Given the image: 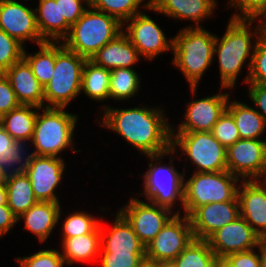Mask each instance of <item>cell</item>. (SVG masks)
<instances>
[{
    "mask_svg": "<svg viewBox=\"0 0 266 267\" xmlns=\"http://www.w3.org/2000/svg\"><path fill=\"white\" fill-rule=\"evenodd\" d=\"M240 216L238 197L233 201L209 203L190 216L194 239L207 240L214 232Z\"/></svg>",
    "mask_w": 266,
    "mask_h": 267,
    "instance_id": "obj_17",
    "label": "cell"
},
{
    "mask_svg": "<svg viewBox=\"0 0 266 267\" xmlns=\"http://www.w3.org/2000/svg\"><path fill=\"white\" fill-rule=\"evenodd\" d=\"M220 261L207 240L193 239L172 264L175 267H218Z\"/></svg>",
    "mask_w": 266,
    "mask_h": 267,
    "instance_id": "obj_31",
    "label": "cell"
},
{
    "mask_svg": "<svg viewBox=\"0 0 266 267\" xmlns=\"http://www.w3.org/2000/svg\"><path fill=\"white\" fill-rule=\"evenodd\" d=\"M41 108L33 105H20L1 116V126L17 142L31 141L37 113Z\"/></svg>",
    "mask_w": 266,
    "mask_h": 267,
    "instance_id": "obj_28",
    "label": "cell"
},
{
    "mask_svg": "<svg viewBox=\"0 0 266 267\" xmlns=\"http://www.w3.org/2000/svg\"><path fill=\"white\" fill-rule=\"evenodd\" d=\"M4 75L10 82L21 105L44 106V87L34 76L31 66L22 58L13 64Z\"/></svg>",
    "mask_w": 266,
    "mask_h": 267,
    "instance_id": "obj_21",
    "label": "cell"
},
{
    "mask_svg": "<svg viewBox=\"0 0 266 267\" xmlns=\"http://www.w3.org/2000/svg\"><path fill=\"white\" fill-rule=\"evenodd\" d=\"M125 23L128 25L125 26L127 31L123 30L124 34L136 47L139 55L147 60H153L160 53L172 51V39L167 41L162 29L147 14H136Z\"/></svg>",
    "mask_w": 266,
    "mask_h": 267,
    "instance_id": "obj_14",
    "label": "cell"
},
{
    "mask_svg": "<svg viewBox=\"0 0 266 267\" xmlns=\"http://www.w3.org/2000/svg\"><path fill=\"white\" fill-rule=\"evenodd\" d=\"M132 68H116L110 70L109 98L128 100L138 93L140 77Z\"/></svg>",
    "mask_w": 266,
    "mask_h": 267,
    "instance_id": "obj_34",
    "label": "cell"
},
{
    "mask_svg": "<svg viewBox=\"0 0 266 267\" xmlns=\"http://www.w3.org/2000/svg\"><path fill=\"white\" fill-rule=\"evenodd\" d=\"M211 133L226 149L240 139L235 120L227 110L214 124Z\"/></svg>",
    "mask_w": 266,
    "mask_h": 267,
    "instance_id": "obj_39",
    "label": "cell"
},
{
    "mask_svg": "<svg viewBox=\"0 0 266 267\" xmlns=\"http://www.w3.org/2000/svg\"><path fill=\"white\" fill-rule=\"evenodd\" d=\"M82 2L89 7V0H60L61 19L72 26L87 10Z\"/></svg>",
    "mask_w": 266,
    "mask_h": 267,
    "instance_id": "obj_45",
    "label": "cell"
},
{
    "mask_svg": "<svg viewBox=\"0 0 266 267\" xmlns=\"http://www.w3.org/2000/svg\"><path fill=\"white\" fill-rule=\"evenodd\" d=\"M157 267H175L172 262H157Z\"/></svg>",
    "mask_w": 266,
    "mask_h": 267,
    "instance_id": "obj_51",
    "label": "cell"
},
{
    "mask_svg": "<svg viewBox=\"0 0 266 267\" xmlns=\"http://www.w3.org/2000/svg\"><path fill=\"white\" fill-rule=\"evenodd\" d=\"M110 70L87 59L82 73L81 92L94 101L109 99Z\"/></svg>",
    "mask_w": 266,
    "mask_h": 267,
    "instance_id": "obj_30",
    "label": "cell"
},
{
    "mask_svg": "<svg viewBox=\"0 0 266 267\" xmlns=\"http://www.w3.org/2000/svg\"><path fill=\"white\" fill-rule=\"evenodd\" d=\"M20 105L9 80L4 73H0V115L8 113Z\"/></svg>",
    "mask_w": 266,
    "mask_h": 267,
    "instance_id": "obj_44",
    "label": "cell"
},
{
    "mask_svg": "<svg viewBox=\"0 0 266 267\" xmlns=\"http://www.w3.org/2000/svg\"><path fill=\"white\" fill-rule=\"evenodd\" d=\"M218 267H228L222 260L218 264Z\"/></svg>",
    "mask_w": 266,
    "mask_h": 267,
    "instance_id": "obj_53",
    "label": "cell"
},
{
    "mask_svg": "<svg viewBox=\"0 0 266 267\" xmlns=\"http://www.w3.org/2000/svg\"><path fill=\"white\" fill-rule=\"evenodd\" d=\"M65 108L44 107L37 113L35 129L31 138L35 150L30 154L58 158L59 153L73 147V132L78 116L64 111Z\"/></svg>",
    "mask_w": 266,
    "mask_h": 267,
    "instance_id": "obj_5",
    "label": "cell"
},
{
    "mask_svg": "<svg viewBox=\"0 0 266 267\" xmlns=\"http://www.w3.org/2000/svg\"><path fill=\"white\" fill-rule=\"evenodd\" d=\"M207 241L220 260L232 253L259 248L264 242L241 216L218 229Z\"/></svg>",
    "mask_w": 266,
    "mask_h": 267,
    "instance_id": "obj_13",
    "label": "cell"
},
{
    "mask_svg": "<svg viewBox=\"0 0 266 267\" xmlns=\"http://www.w3.org/2000/svg\"><path fill=\"white\" fill-rule=\"evenodd\" d=\"M0 29L22 45L27 40L37 45L46 42L38 30L35 9L15 0L0 1Z\"/></svg>",
    "mask_w": 266,
    "mask_h": 267,
    "instance_id": "obj_16",
    "label": "cell"
},
{
    "mask_svg": "<svg viewBox=\"0 0 266 267\" xmlns=\"http://www.w3.org/2000/svg\"><path fill=\"white\" fill-rule=\"evenodd\" d=\"M122 24L115 17L87 7L84 14L70 27L62 44L86 59L91 57L108 42L123 33Z\"/></svg>",
    "mask_w": 266,
    "mask_h": 267,
    "instance_id": "obj_4",
    "label": "cell"
},
{
    "mask_svg": "<svg viewBox=\"0 0 266 267\" xmlns=\"http://www.w3.org/2000/svg\"><path fill=\"white\" fill-rule=\"evenodd\" d=\"M179 212L145 247L146 261L172 262L194 239L190 218L187 215L183 217Z\"/></svg>",
    "mask_w": 266,
    "mask_h": 267,
    "instance_id": "obj_10",
    "label": "cell"
},
{
    "mask_svg": "<svg viewBox=\"0 0 266 267\" xmlns=\"http://www.w3.org/2000/svg\"><path fill=\"white\" fill-rule=\"evenodd\" d=\"M249 97L257 106L258 113L263 117L266 124V84L249 83Z\"/></svg>",
    "mask_w": 266,
    "mask_h": 267,
    "instance_id": "obj_46",
    "label": "cell"
},
{
    "mask_svg": "<svg viewBox=\"0 0 266 267\" xmlns=\"http://www.w3.org/2000/svg\"><path fill=\"white\" fill-rule=\"evenodd\" d=\"M256 38L248 83L266 84V28Z\"/></svg>",
    "mask_w": 266,
    "mask_h": 267,
    "instance_id": "obj_38",
    "label": "cell"
},
{
    "mask_svg": "<svg viewBox=\"0 0 266 267\" xmlns=\"http://www.w3.org/2000/svg\"><path fill=\"white\" fill-rule=\"evenodd\" d=\"M99 258L101 267H140L146 261V254L100 253Z\"/></svg>",
    "mask_w": 266,
    "mask_h": 267,
    "instance_id": "obj_42",
    "label": "cell"
},
{
    "mask_svg": "<svg viewBox=\"0 0 266 267\" xmlns=\"http://www.w3.org/2000/svg\"><path fill=\"white\" fill-rule=\"evenodd\" d=\"M262 181L242 180L238 188V199L240 216L266 242V179Z\"/></svg>",
    "mask_w": 266,
    "mask_h": 267,
    "instance_id": "obj_19",
    "label": "cell"
},
{
    "mask_svg": "<svg viewBox=\"0 0 266 267\" xmlns=\"http://www.w3.org/2000/svg\"><path fill=\"white\" fill-rule=\"evenodd\" d=\"M229 5L239 9V14L234 13L232 19H255L260 18L266 22V0H229Z\"/></svg>",
    "mask_w": 266,
    "mask_h": 267,
    "instance_id": "obj_41",
    "label": "cell"
},
{
    "mask_svg": "<svg viewBox=\"0 0 266 267\" xmlns=\"http://www.w3.org/2000/svg\"><path fill=\"white\" fill-rule=\"evenodd\" d=\"M118 212L128 221L145 247L175 215L168 208L146 203L135 197Z\"/></svg>",
    "mask_w": 266,
    "mask_h": 267,
    "instance_id": "obj_12",
    "label": "cell"
},
{
    "mask_svg": "<svg viewBox=\"0 0 266 267\" xmlns=\"http://www.w3.org/2000/svg\"><path fill=\"white\" fill-rule=\"evenodd\" d=\"M18 222L12 210L5 205H0V237L7 235L8 231Z\"/></svg>",
    "mask_w": 266,
    "mask_h": 267,
    "instance_id": "obj_47",
    "label": "cell"
},
{
    "mask_svg": "<svg viewBox=\"0 0 266 267\" xmlns=\"http://www.w3.org/2000/svg\"><path fill=\"white\" fill-rule=\"evenodd\" d=\"M104 108L100 124L118 133L142 154H160L172 148V126L163 109L145 106L113 109L108 105Z\"/></svg>",
    "mask_w": 266,
    "mask_h": 267,
    "instance_id": "obj_1",
    "label": "cell"
},
{
    "mask_svg": "<svg viewBox=\"0 0 266 267\" xmlns=\"http://www.w3.org/2000/svg\"><path fill=\"white\" fill-rule=\"evenodd\" d=\"M140 267H157V262L152 263V262L145 261Z\"/></svg>",
    "mask_w": 266,
    "mask_h": 267,
    "instance_id": "obj_52",
    "label": "cell"
},
{
    "mask_svg": "<svg viewBox=\"0 0 266 267\" xmlns=\"http://www.w3.org/2000/svg\"><path fill=\"white\" fill-rule=\"evenodd\" d=\"M39 46V52L28 54L24 50L23 58L31 66L34 76L45 87L52 79L55 66V42L46 41Z\"/></svg>",
    "mask_w": 266,
    "mask_h": 267,
    "instance_id": "obj_32",
    "label": "cell"
},
{
    "mask_svg": "<svg viewBox=\"0 0 266 267\" xmlns=\"http://www.w3.org/2000/svg\"><path fill=\"white\" fill-rule=\"evenodd\" d=\"M172 128L171 147L180 148L183 155L197 166L195 172H219L227 170L226 148L211 132H176Z\"/></svg>",
    "mask_w": 266,
    "mask_h": 267,
    "instance_id": "obj_9",
    "label": "cell"
},
{
    "mask_svg": "<svg viewBox=\"0 0 266 267\" xmlns=\"http://www.w3.org/2000/svg\"><path fill=\"white\" fill-rule=\"evenodd\" d=\"M24 47L16 39L0 29V73L23 58Z\"/></svg>",
    "mask_w": 266,
    "mask_h": 267,
    "instance_id": "obj_37",
    "label": "cell"
},
{
    "mask_svg": "<svg viewBox=\"0 0 266 267\" xmlns=\"http://www.w3.org/2000/svg\"><path fill=\"white\" fill-rule=\"evenodd\" d=\"M239 179L228 170L194 172L192 177L184 180V215L189 217L202 205L235 200Z\"/></svg>",
    "mask_w": 266,
    "mask_h": 267,
    "instance_id": "obj_7",
    "label": "cell"
},
{
    "mask_svg": "<svg viewBox=\"0 0 266 267\" xmlns=\"http://www.w3.org/2000/svg\"><path fill=\"white\" fill-rule=\"evenodd\" d=\"M228 93H218L187 104L183 122L177 132H211L214 124L226 110Z\"/></svg>",
    "mask_w": 266,
    "mask_h": 267,
    "instance_id": "obj_18",
    "label": "cell"
},
{
    "mask_svg": "<svg viewBox=\"0 0 266 267\" xmlns=\"http://www.w3.org/2000/svg\"><path fill=\"white\" fill-rule=\"evenodd\" d=\"M143 5L171 18L193 20L195 27H202L198 23L212 16L217 3L216 0H148Z\"/></svg>",
    "mask_w": 266,
    "mask_h": 267,
    "instance_id": "obj_22",
    "label": "cell"
},
{
    "mask_svg": "<svg viewBox=\"0 0 266 267\" xmlns=\"http://www.w3.org/2000/svg\"><path fill=\"white\" fill-rule=\"evenodd\" d=\"M259 249V254L254 249L236 252L227 255L222 261L228 267H260L261 253L266 249L265 241L259 246Z\"/></svg>",
    "mask_w": 266,
    "mask_h": 267,
    "instance_id": "obj_43",
    "label": "cell"
},
{
    "mask_svg": "<svg viewBox=\"0 0 266 267\" xmlns=\"http://www.w3.org/2000/svg\"><path fill=\"white\" fill-rule=\"evenodd\" d=\"M100 222V253L146 254L145 246L139 240L128 221L117 212L113 227L108 231Z\"/></svg>",
    "mask_w": 266,
    "mask_h": 267,
    "instance_id": "obj_20",
    "label": "cell"
},
{
    "mask_svg": "<svg viewBox=\"0 0 266 267\" xmlns=\"http://www.w3.org/2000/svg\"><path fill=\"white\" fill-rule=\"evenodd\" d=\"M20 267H64L65 261L61 252L56 249H45L30 256L16 259Z\"/></svg>",
    "mask_w": 266,
    "mask_h": 267,
    "instance_id": "obj_40",
    "label": "cell"
},
{
    "mask_svg": "<svg viewBox=\"0 0 266 267\" xmlns=\"http://www.w3.org/2000/svg\"><path fill=\"white\" fill-rule=\"evenodd\" d=\"M62 237L71 238L78 235L93 233L99 226L100 222L94 216L82 212H75L65 217L62 224Z\"/></svg>",
    "mask_w": 266,
    "mask_h": 267,
    "instance_id": "obj_36",
    "label": "cell"
},
{
    "mask_svg": "<svg viewBox=\"0 0 266 267\" xmlns=\"http://www.w3.org/2000/svg\"><path fill=\"white\" fill-rule=\"evenodd\" d=\"M61 244L64 249L61 256L63 257L65 264L71 266L74 262H92L99 258L100 254V226L93 233L78 235L71 238H63Z\"/></svg>",
    "mask_w": 266,
    "mask_h": 267,
    "instance_id": "obj_26",
    "label": "cell"
},
{
    "mask_svg": "<svg viewBox=\"0 0 266 267\" xmlns=\"http://www.w3.org/2000/svg\"><path fill=\"white\" fill-rule=\"evenodd\" d=\"M172 63L179 67L195 96L198 82L214 57L216 35L202 27H186L172 38Z\"/></svg>",
    "mask_w": 266,
    "mask_h": 267,
    "instance_id": "obj_3",
    "label": "cell"
},
{
    "mask_svg": "<svg viewBox=\"0 0 266 267\" xmlns=\"http://www.w3.org/2000/svg\"><path fill=\"white\" fill-rule=\"evenodd\" d=\"M226 110L233 116L241 139H262L266 124L256 109L240 101L228 100Z\"/></svg>",
    "mask_w": 266,
    "mask_h": 267,
    "instance_id": "obj_29",
    "label": "cell"
},
{
    "mask_svg": "<svg viewBox=\"0 0 266 267\" xmlns=\"http://www.w3.org/2000/svg\"><path fill=\"white\" fill-rule=\"evenodd\" d=\"M175 149L171 148L160 154L145 155L151 159L149 169L144 174V191L143 195L147 200L155 205L168 208L172 211V207L176 204L177 199L184 205V178L185 172L180 174L173 167L172 156L170 157V165L163 166L162 157L174 154ZM156 164H154V162ZM171 166V167H170ZM175 202V203H174Z\"/></svg>",
    "mask_w": 266,
    "mask_h": 267,
    "instance_id": "obj_8",
    "label": "cell"
},
{
    "mask_svg": "<svg viewBox=\"0 0 266 267\" xmlns=\"http://www.w3.org/2000/svg\"><path fill=\"white\" fill-rule=\"evenodd\" d=\"M7 204V191L5 185L0 186V205Z\"/></svg>",
    "mask_w": 266,
    "mask_h": 267,
    "instance_id": "obj_49",
    "label": "cell"
},
{
    "mask_svg": "<svg viewBox=\"0 0 266 267\" xmlns=\"http://www.w3.org/2000/svg\"><path fill=\"white\" fill-rule=\"evenodd\" d=\"M89 6L109 14L122 24L134 15L142 13L138 9L145 0H89Z\"/></svg>",
    "mask_w": 266,
    "mask_h": 267,
    "instance_id": "obj_35",
    "label": "cell"
},
{
    "mask_svg": "<svg viewBox=\"0 0 266 267\" xmlns=\"http://www.w3.org/2000/svg\"><path fill=\"white\" fill-rule=\"evenodd\" d=\"M260 267H266V249L261 253Z\"/></svg>",
    "mask_w": 266,
    "mask_h": 267,
    "instance_id": "obj_50",
    "label": "cell"
},
{
    "mask_svg": "<svg viewBox=\"0 0 266 267\" xmlns=\"http://www.w3.org/2000/svg\"><path fill=\"white\" fill-rule=\"evenodd\" d=\"M7 206L18 218L38 200L36 199L31 181L23 170L9 171L6 183Z\"/></svg>",
    "mask_w": 266,
    "mask_h": 267,
    "instance_id": "obj_27",
    "label": "cell"
},
{
    "mask_svg": "<svg viewBox=\"0 0 266 267\" xmlns=\"http://www.w3.org/2000/svg\"><path fill=\"white\" fill-rule=\"evenodd\" d=\"M60 204V202L38 201L17 218L18 222L24 219V228L35 234L42 243L47 240L59 222Z\"/></svg>",
    "mask_w": 266,
    "mask_h": 267,
    "instance_id": "obj_24",
    "label": "cell"
},
{
    "mask_svg": "<svg viewBox=\"0 0 266 267\" xmlns=\"http://www.w3.org/2000/svg\"><path fill=\"white\" fill-rule=\"evenodd\" d=\"M86 60L62 43L55 42L54 73L44 87L46 107L65 108L81 93L82 73Z\"/></svg>",
    "mask_w": 266,
    "mask_h": 267,
    "instance_id": "obj_6",
    "label": "cell"
},
{
    "mask_svg": "<svg viewBox=\"0 0 266 267\" xmlns=\"http://www.w3.org/2000/svg\"><path fill=\"white\" fill-rule=\"evenodd\" d=\"M64 169L65 164L61 156L56 158L30 155L28 165L23 171L31 181L38 201L59 202L55 189L63 179Z\"/></svg>",
    "mask_w": 266,
    "mask_h": 267,
    "instance_id": "obj_15",
    "label": "cell"
},
{
    "mask_svg": "<svg viewBox=\"0 0 266 267\" xmlns=\"http://www.w3.org/2000/svg\"><path fill=\"white\" fill-rule=\"evenodd\" d=\"M35 13L38 30L45 41L60 42L68 35L71 26L61 19L60 0H39Z\"/></svg>",
    "mask_w": 266,
    "mask_h": 267,
    "instance_id": "obj_25",
    "label": "cell"
},
{
    "mask_svg": "<svg viewBox=\"0 0 266 267\" xmlns=\"http://www.w3.org/2000/svg\"><path fill=\"white\" fill-rule=\"evenodd\" d=\"M255 19H230L227 25L226 32L221 39L216 36L214 45V56H218L221 87L220 89L231 88L235 86L237 76L248 58V72L244 79L248 83V78L251 70L253 50L255 43L253 42V35L257 37L266 28V22L259 20L260 24L252 33L251 24ZM250 28V29H249ZM220 40V41H219ZM253 48V49H252ZM252 50V53H251Z\"/></svg>",
    "mask_w": 266,
    "mask_h": 267,
    "instance_id": "obj_2",
    "label": "cell"
},
{
    "mask_svg": "<svg viewBox=\"0 0 266 267\" xmlns=\"http://www.w3.org/2000/svg\"><path fill=\"white\" fill-rule=\"evenodd\" d=\"M226 165L241 180H265L266 140L240 138L227 148Z\"/></svg>",
    "mask_w": 266,
    "mask_h": 267,
    "instance_id": "obj_11",
    "label": "cell"
},
{
    "mask_svg": "<svg viewBox=\"0 0 266 267\" xmlns=\"http://www.w3.org/2000/svg\"><path fill=\"white\" fill-rule=\"evenodd\" d=\"M9 170L0 164V186L5 185Z\"/></svg>",
    "mask_w": 266,
    "mask_h": 267,
    "instance_id": "obj_48",
    "label": "cell"
},
{
    "mask_svg": "<svg viewBox=\"0 0 266 267\" xmlns=\"http://www.w3.org/2000/svg\"><path fill=\"white\" fill-rule=\"evenodd\" d=\"M25 147V142H16L0 125V164L9 171L24 170L31 155L26 153Z\"/></svg>",
    "mask_w": 266,
    "mask_h": 267,
    "instance_id": "obj_33",
    "label": "cell"
},
{
    "mask_svg": "<svg viewBox=\"0 0 266 267\" xmlns=\"http://www.w3.org/2000/svg\"><path fill=\"white\" fill-rule=\"evenodd\" d=\"M139 56L138 50L123 32L98 50L90 60L98 66L113 70L132 68L140 59Z\"/></svg>",
    "mask_w": 266,
    "mask_h": 267,
    "instance_id": "obj_23",
    "label": "cell"
}]
</instances>
